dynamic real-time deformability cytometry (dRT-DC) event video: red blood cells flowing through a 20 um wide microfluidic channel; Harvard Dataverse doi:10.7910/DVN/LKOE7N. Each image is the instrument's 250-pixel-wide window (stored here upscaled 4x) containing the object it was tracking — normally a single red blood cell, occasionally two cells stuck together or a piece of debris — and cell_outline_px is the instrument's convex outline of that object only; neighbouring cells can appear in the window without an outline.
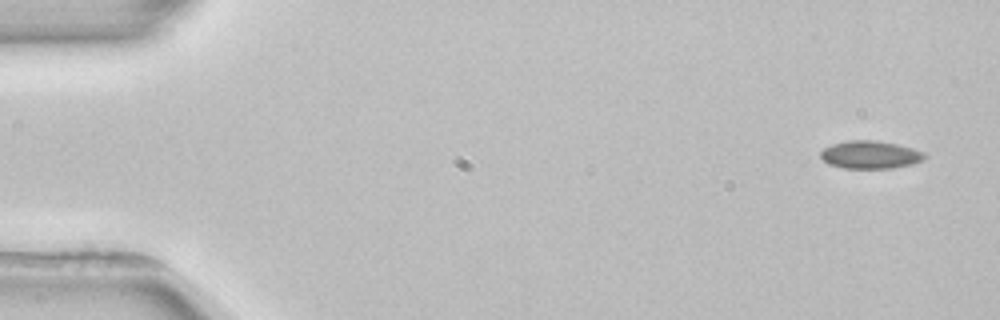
{"species": "common noctule bat (a hibernating species)", "species_latin": "Nyctalus noctula", "temperature_condition": "room temperature", "stored_images_in_passage": 5, "camera_frame_rate_fps": 3000, "um_per_image_px": 0.085, "animal": {"sex": "female", "body_mass_g": 22.7, "forearm_length_mm": 54.2}, "frame": {"image": 1, "passage_image": 1, "time_ms": 0.0, "image_size_px": [1000, 320], "cell_outline_px": [[928, 156], [924, 160], [892, 168], [844, 168], [828, 164], [820, 156], [820, 152], [824, 148], [832, 144], [848, 140], [876, 140], [896, 144], [912, 148], [924, 152]], "centroid_in_image_um": [73.96, 13.14], "position_along_channel_um": 11.0, "area_um2": 16.82}}
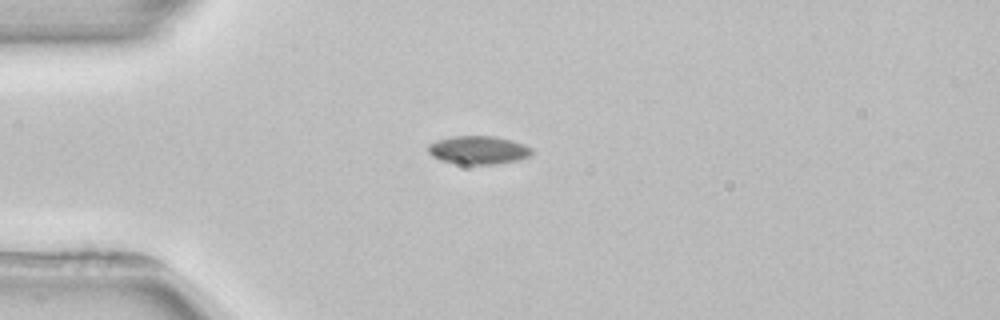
{"frame": {"image": 2, "passage_image": 4, "time_ms": 3.667, "image_size_px": [1000, 320], "cell_outline_px": [[532, 152], [528, 156], [516, 160], [492, 164], [464, 164], [440, 160], [432, 156], [428, 152], [428, 144], [436, 140], [452, 136], [496, 136], [512, 140], [524, 144], [532, 148]], "centroid_in_image_um": [40.63, 12.74], "position_along_channel_um": 44.4, "area_um2": 16.99}}
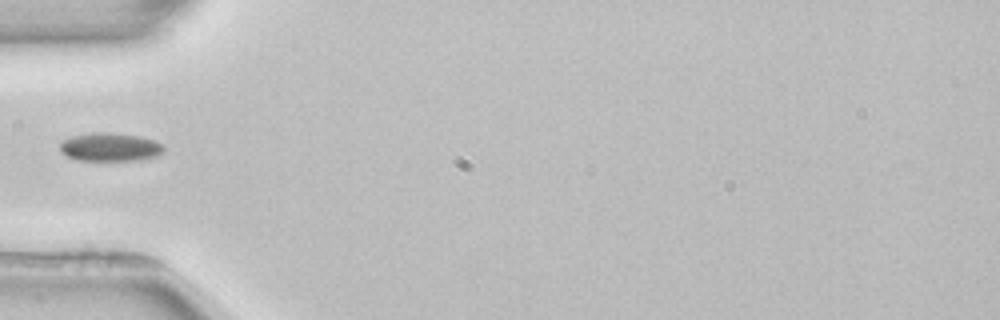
{"frame": {"image": 3, "passage_image": 5, "time_ms": 5.0, "image_size_px": [1000, 320], "cell_outline_px": [[164, 152], [160, 156], [136, 160], [76, 160], [60, 152], [60, 144], [64, 140], [72, 136], [92, 132], [112, 132], [140, 136], [156, 140], [164, 144]], "centroid_in_image_um": [9.41, 12.49], "position_along_channel_um": 75.6, "area_um2": 17.46}}